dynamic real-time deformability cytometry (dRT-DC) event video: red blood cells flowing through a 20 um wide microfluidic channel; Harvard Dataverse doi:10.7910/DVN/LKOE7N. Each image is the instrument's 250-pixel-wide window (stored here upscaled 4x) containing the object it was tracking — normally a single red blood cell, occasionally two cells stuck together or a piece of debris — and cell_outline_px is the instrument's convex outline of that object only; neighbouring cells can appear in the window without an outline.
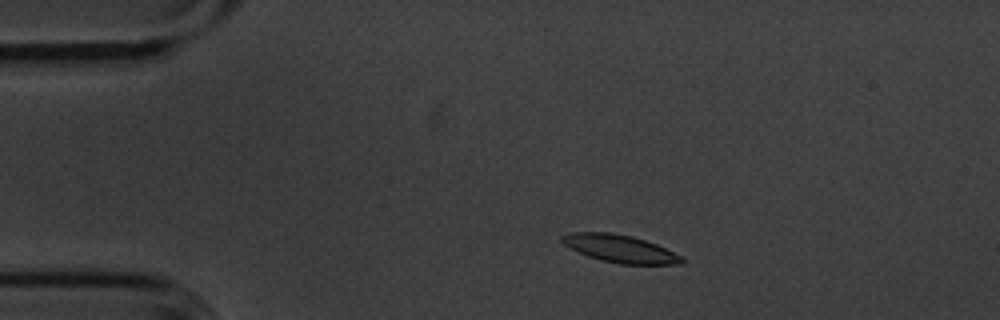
{"species": "common noctule bat (a hibernating species)", "species_latin": "Nyctalus noctula", "temperature_condition": "cold", "stored_images_in_passage": 5, "camera_frame_rate_fps": 3000, "um_per_image_px": 0.085, "animal": {"sex": "male", "body_mass_g": 20.1, "forearm_length_mm": 53.5}, "frame": {"image": 1, "passage_image": 2, "time_ms": 0.333, "image_size_px": [1000, 320], "cell_outline_px": [[684, 264], [620, 264], [600, 260], [588, 256], [564, 244], [560, 240], [560, 236], [572, 232], [612, 232], [632, 236], [656, 244], [684, 256]], "centroid_in_image_um": [52.73, 21.13], "position_along_channel_um": 32.3, "area_um2": 19.31}}
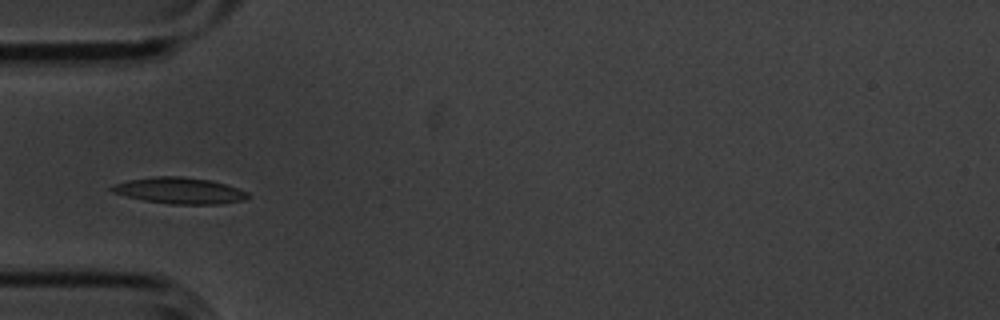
{"frame": {"image": 2, "passage_image": 4, "time_ms": 1.0, "image_size_px": [1000, 320], "cell_outline_px": [[252, 196], [244, 200], [220, 204], [168, 204], [144, 200], [112, 192], [108, 188], [112, 184], [128, 180], [152, 176], [180, 176], [212, 180], [248, 192]], "centroid_in_image_um": [15.25, 16.2], "position_along_channel_um": 69.7, "area_um2": 20.92}}
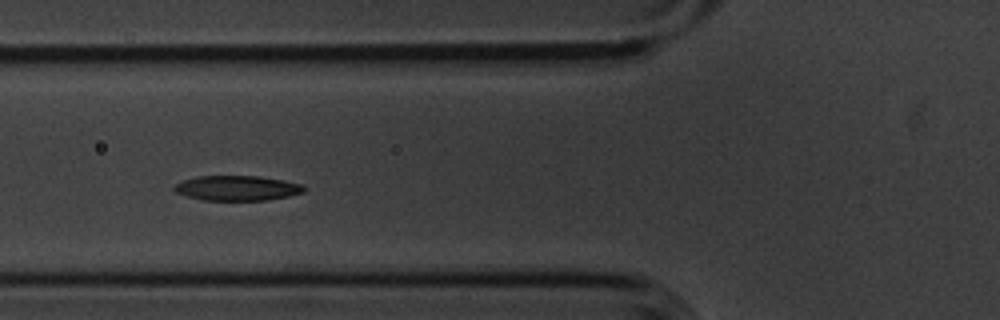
{"frame": {"image": 3, "passage_image": 5, "time_ms": 1.333, "image_size_px": [1000, 320], "cell_outline_px": [[304, 192], [288, 196], [268, 200], [204, 200], [188, 196], [176, 192], [172, 188], [176, 184], [184, 180], [196, 176], [260, 176], [284, 180], [304, 184]], "centroid_in_image_um": [20.18, 15.98], "position_along_channel_um": 105.6, "area_um2": 18.84}}